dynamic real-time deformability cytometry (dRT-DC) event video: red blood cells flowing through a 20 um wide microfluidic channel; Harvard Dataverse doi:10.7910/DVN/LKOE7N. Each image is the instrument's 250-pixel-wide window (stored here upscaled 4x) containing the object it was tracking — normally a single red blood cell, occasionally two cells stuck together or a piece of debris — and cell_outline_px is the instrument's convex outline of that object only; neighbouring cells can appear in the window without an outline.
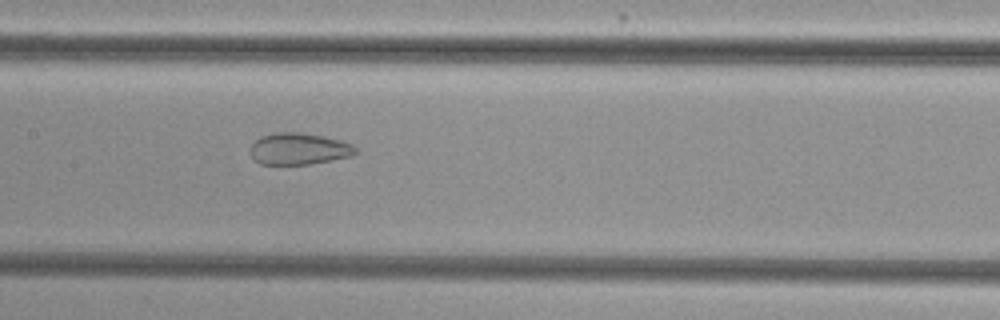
{"species": "common noctule bat (a hibernating species)", "species_latin": "Nyctalus noctula", "temperature_condition": "cold", "stored_images_in_passage": 48, "camera_frame_rate_fps": 3000, "um_per_image_px": 0.085, "animal": {"sex": "female", "body_mass_g": 29.2, "forearm_length_mm": 56.3}, "frame": {"image": 1, "passage_image": 21, "time_ms": 6.667, "image_size_px": [1000, 320], "cell_outline_px": [[356, 152], [352, 156], [312, 164], [260, 164], [252, 156], [252, 144], [260, 136], [276, 132], [296, 132], [320, 136], [340, 140], [352, 144], [356, 148]], "centroid_in_image_um": [25.42, 12.65], "position_along_channel_um": 182.0, "area_um2": 19.19}}
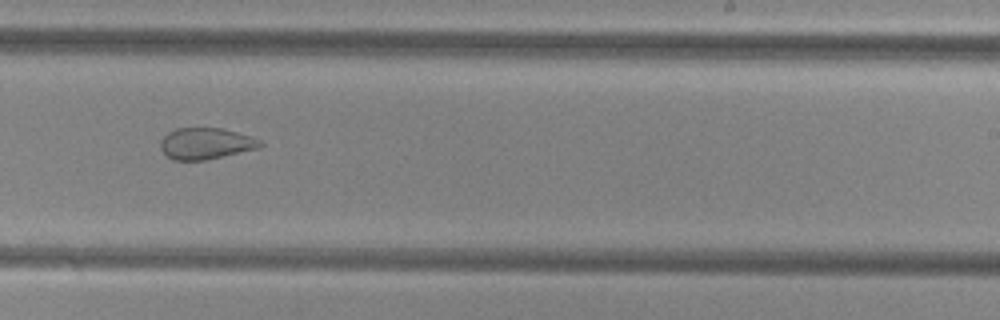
{"frame": {"image": 2, "passage_image": 28, "time_ms": 9.0, "image_size_px": [1000, 320], "cell_outline_px": [[264, 144], [260, 148], [208, 160], [172, 160], [160, 148], [160, 140], [168, 132], [176, 128], [220, 128], [252, 136], [260, 140]], "centroid_in_image_um": [17.51, 12.21], "position_along_channel_um": 271.5, "area_um2": 18.38}}
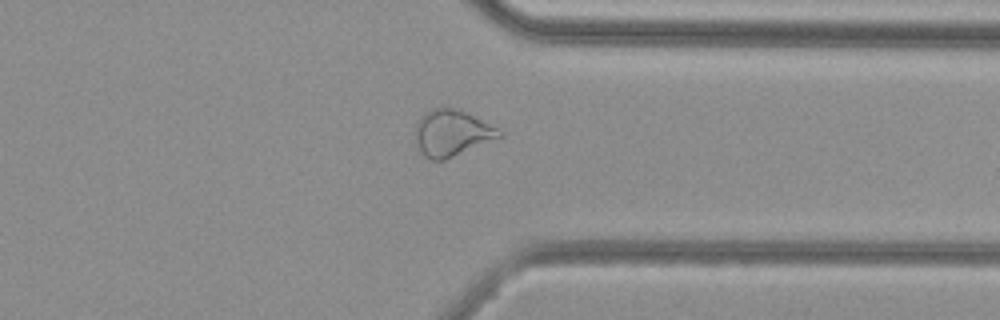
{"frame": {"image": 3, "passage_image": 36, "time_ms": 11.667, "image_size_px": [1000, 320], "cell_outline_px": [[504, 136], [444, 160], [432, 160], [424, 156], [420, 152], [416, 140], [416, 124], [420, 116], [424, 112], [432, 108], [456, 108], [468, 112], [504, 132]], "centroid_in_image_um": [38.41, 11.3], "position_along_channel_um": 373.0, "area_um2": 22.72}, "authors_computed_cell_mechanics": {"area_um2": 24.5939, "velocity_mm_per_s": 3.8478, "shape_relaxation_time_tau1_ms": null, "shape_relaxation_time_tau2_ms": 1.5223, "deformation_change_tau1": null, "deformation_change_tau2": 0.0803}}